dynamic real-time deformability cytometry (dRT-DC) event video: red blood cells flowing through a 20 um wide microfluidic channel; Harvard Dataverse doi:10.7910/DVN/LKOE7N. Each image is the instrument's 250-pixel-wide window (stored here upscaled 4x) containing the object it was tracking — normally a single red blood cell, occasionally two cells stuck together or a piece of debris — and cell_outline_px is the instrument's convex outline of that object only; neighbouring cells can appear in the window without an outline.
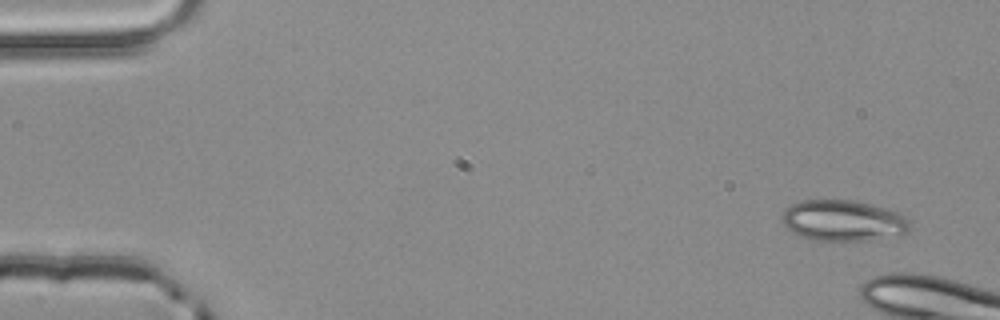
{"species": "common noctule bat (a hibernating species)", "species_latin": "Nyctalus noctula", "temperature_condition": "room temperature", "stored_images_in_passage": 4, "camera_frame_rate_fps": 3000, "um_per_image_px": 0.085, "animal": {"sex": "male", "body_mass_g": 20.4}, "frame": {"image": 1, "passage_image": 1, "time_ms": 0.0, "image_size_px": [1000, 320], "cell_outline_px": [[908, 232], [904, 236], [868, 240], [812, 240], [800, 236], [784, 228], [780, 220], [784, 208], [800, 200], [852, 200], [884, 208], [896, 212], [904, 216], [908, 220]], "centroid_in_image_um": [71.61, 18.76], "position_along_channel_um": 13.4, "area_um2": 30.75}}